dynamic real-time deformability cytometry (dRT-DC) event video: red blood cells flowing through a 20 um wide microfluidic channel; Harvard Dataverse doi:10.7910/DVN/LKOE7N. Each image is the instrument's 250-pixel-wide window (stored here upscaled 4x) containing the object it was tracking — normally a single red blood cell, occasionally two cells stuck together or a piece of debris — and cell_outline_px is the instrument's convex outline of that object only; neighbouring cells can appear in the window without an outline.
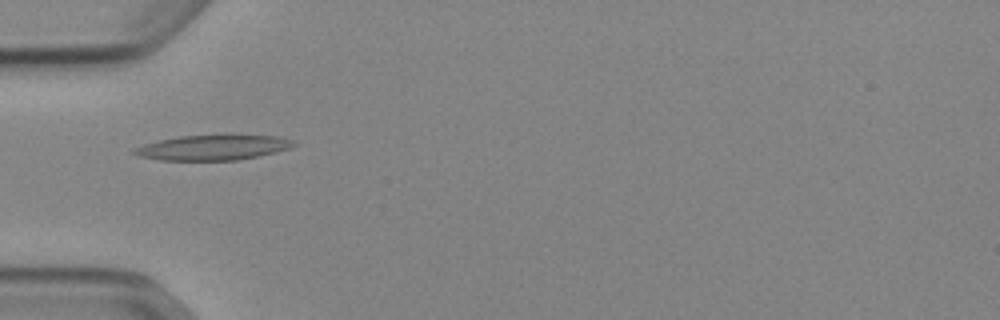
{"species": "Egyptian fruit bat (a non-hibernating species)", "species_latin": "Rousettus aegyptiacus", "temperature_condition": "cold", "stored_images_in_passage": 32, "camera_frame_rate_fps": 3000, "um_per_image_px": 0.085, "animal": {"sex": "female"}, "frame": {"image": 1, "passage_image": 1, "time_ms": 0.0, "image_size_px": [1000, 320], "cell_outline_px": [[296, 144], [288, 148], [256, 156], [236, 160], [160, 160], [136, 156], [128, 152], [132, 148], [144, 144], [160, 140], [180, 136], [228, 132], [276, 136], [292, 140]], "centroid_in_image_um": [18.03, 12.49], "position_along_channel_um": 67.0, "area_um2": 24.22}}
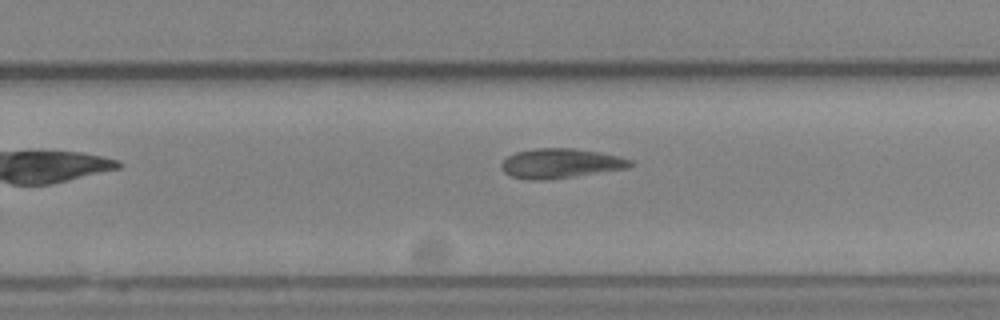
{"frame": {"image": 2, "passage_image": 18, "time_ms": 5.667, "image_size_px": [1000, 320], "cell_outline_px": [[632, 164], [628, 168], [576, 176], [544, 180], [528, 180], [512, 176], [504, 172], [500, 168], [500, 164], [508, 156], [516, 152], [536, 148], [572, 148], [600, 152], [620, 156], [632, 160]], "centroid_in_image_um": [47.64, 13.89], "position_along_channel_um": 282.2, "area_um2": 22.31}, "authors_computed_cell_mechanics": {"area_um2": 21.6461, "velocity_mm_per_s": 3.8376, "shape_relaxation_time_tau1_ms": 6.0554, "shape_relaxation_time_tau2_ms": null, "deformation_change_tau1": 0.1505, "deformation_change_tau2": null}}